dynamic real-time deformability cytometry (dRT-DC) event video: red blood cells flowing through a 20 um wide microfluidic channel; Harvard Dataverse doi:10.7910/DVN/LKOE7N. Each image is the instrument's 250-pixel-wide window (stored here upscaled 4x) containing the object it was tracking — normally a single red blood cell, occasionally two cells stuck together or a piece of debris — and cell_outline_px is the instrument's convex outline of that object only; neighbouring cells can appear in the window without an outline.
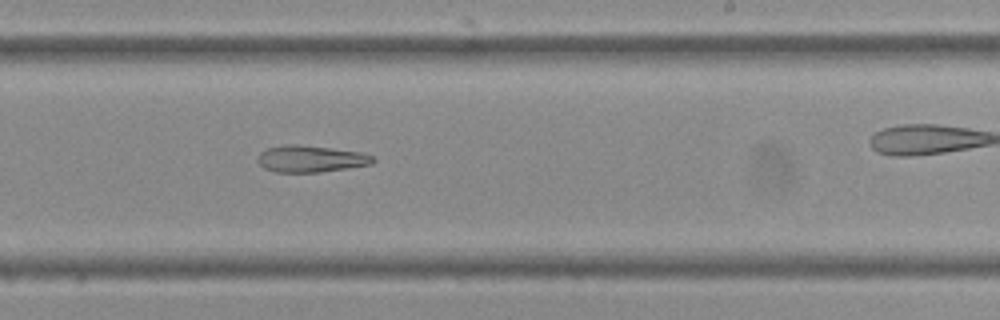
{"species": "Egyptian fruit bat (a non-hibernating species)", "species_latin": "Rousettus aegyptiacus", "temperature_condition": "cold", "stored_images_in_passage": 37, "camera_frame_rate_fps": 3000, "um_per_image_px": 0.085, "frame": {"image": 1, "passage_image": 27, "time_ms": 8.667, "image_size_px": [1000, 320], "cell_outline_px": [[376, 160], [372, 164], [348, 168], [320, 172], [276, 172], [264, 168], [256, 160], [256, 156], [260, 152], [268, 148], [284, 144], [296, 144], [360, 152], [376, 156]], "centroid_in_image_um": [26.41, 13.5], "position_along_channel_um": 262.6, "area_um2": 18.03}}